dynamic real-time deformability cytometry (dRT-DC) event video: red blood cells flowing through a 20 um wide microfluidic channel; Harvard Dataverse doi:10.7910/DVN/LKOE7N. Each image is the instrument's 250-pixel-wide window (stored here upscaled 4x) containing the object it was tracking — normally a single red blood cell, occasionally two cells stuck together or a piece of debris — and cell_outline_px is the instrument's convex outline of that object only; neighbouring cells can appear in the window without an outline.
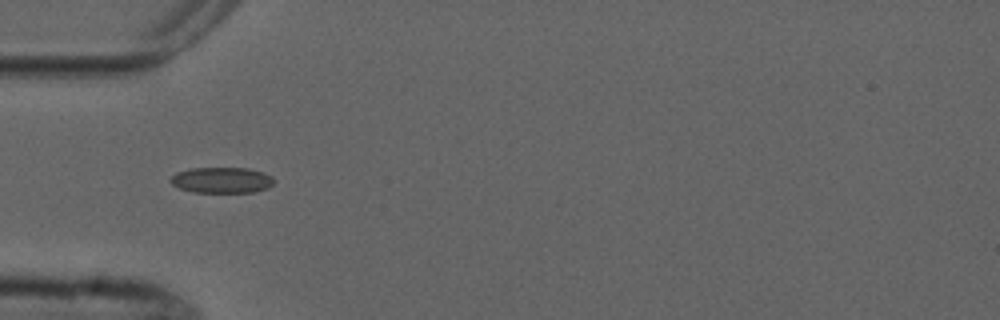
{"species": "common noctule bat (a hibernating species)", "species_latin": "Nyctalus noctula", "temperature_condition": "cold", "stored_images_in_passage": 8, "segment_of_instrument_passage": [2, 2], "camera_frame_rate_fps": 3000, "um_per_image_px": 0.085, "animal": {"sex": "male", "forearm_length_mm": 52.5}, "frame": {"image": 1, "passage_image": 4, "time_ms": 3.333, "image_size_px": [1000, 320], "cell_outline_px": [[276, 180], [268, 188], [252, 192], [196, 192], [180, 188], [172, 184], [168, 180], [176, 172], [188, 168], [248, 168], [264, 172], [272, 176]], "centroid_in_image_um": [18.86, 15.3], "position_along_channel_um": 66.1, "area_um2": 15.66}}
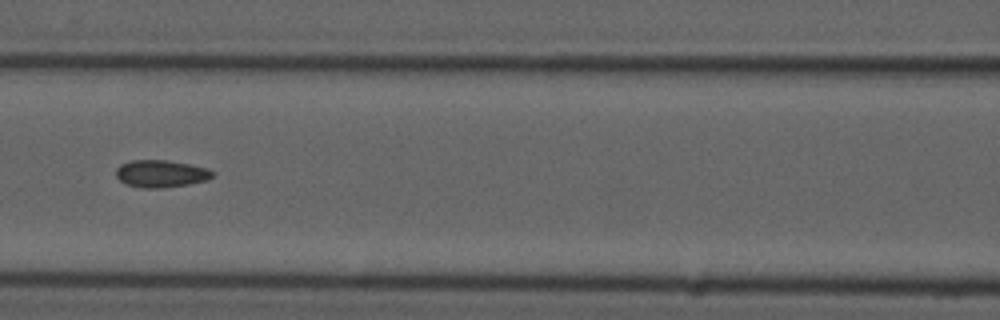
{"frame": {"image": 2, "passage_image": 6, "time_ms": 5.667, "image_size_px": [1000, 320], "cell_outline_px": [[216, 172], [212, 176], [204, 180], [188, 184], [164, 188], [140, 188], [128, 184], [120, 180], [116, 176], [116, 168], [120, 164], [132, 160], [164, 160], [188, 164], [208, 168]], "centroid_in_image_um": [13.66, 14.76], "position_along_channel_um": 152.9, "area_um2": 15.26}}
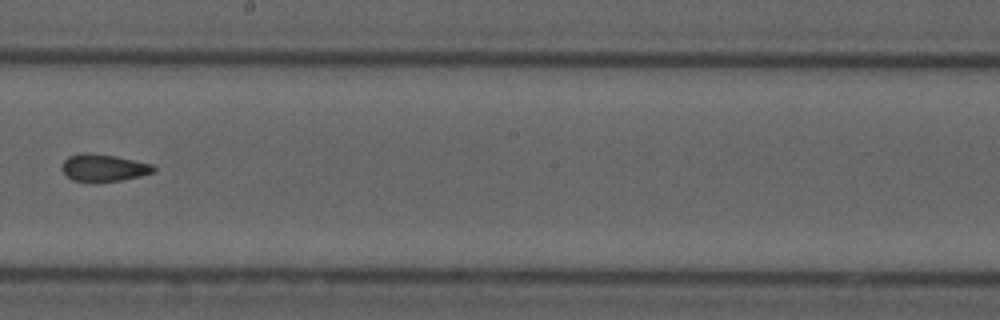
{"frame": {"image": 3, "passage_image": 8, "time_ms": 8.0, "image_size_px": [1000, 320], "cell_outline_px": [[156, 172], [140, 176], [120, 180], [96, 184], [92, 184], [72, 180], [60, 168], [60, 164], [68, 156], [80, 152], [88, 152], [116, 156], [152, 164], [156, 168]], "centroid_in_image_um": [8.77, 14.28], "position_along_channel_um": 239.4, "area_um2": 15.14}}